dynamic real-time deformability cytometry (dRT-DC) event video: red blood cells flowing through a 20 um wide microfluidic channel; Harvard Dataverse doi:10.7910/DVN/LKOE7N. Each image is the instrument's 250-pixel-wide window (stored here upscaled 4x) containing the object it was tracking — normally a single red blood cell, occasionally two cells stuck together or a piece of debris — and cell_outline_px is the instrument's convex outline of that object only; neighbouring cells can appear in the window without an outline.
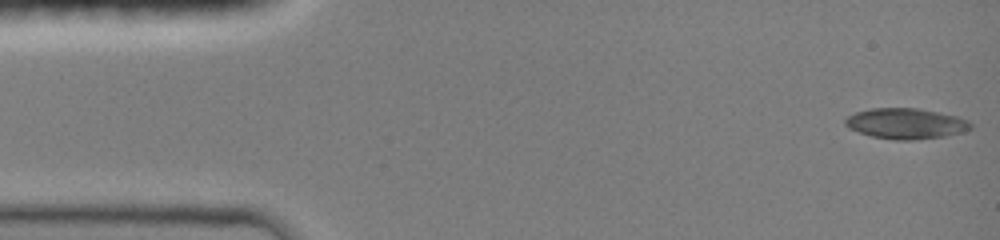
{"species": "common noctule bat (a hibernating species)", "species_latin": "Nyctalus noctula", "temperature_condition": "room temperature", "stored_images_in_passage": 44, "camera_frame_rate_fps": 3000, "um_per_image_px": 0.085, "animal": {"sex": "female", "body_mass_g": 19.0, "forearm_length_mm": 51.5}, "frame": {"image": 1, "passage_image": 1, "time_ms": 0.0, "image_size_px": [1000, 240], "cell_outline_px": [[972, 128], [948, 136], [912, 140], [896, 140], [872, 136], [848, 128], [844, 124], [844, 120], [848, 116], [856, 112], [872, 108], [920, 108], [956, 116], [968, 120], [972, 124]], "centroid_in_image_um": [77.0, 10.5], "position_along_channel_um": 8.0, "area_um2": 22.37}}
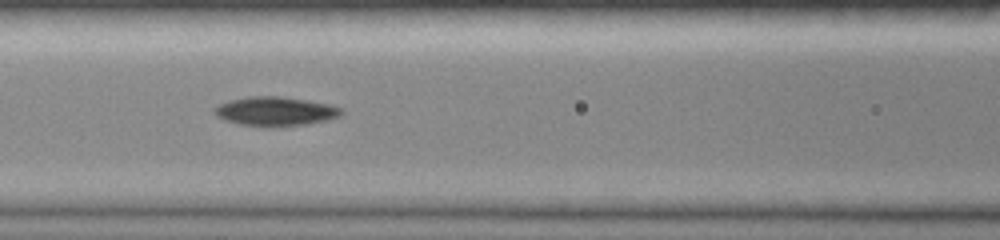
{"frame": {"image": 2, "passage_image": 25, "time_ms": 6.0, "image_size_px": [1000, 240], "cell_outline_px": [[344, 112], [340, 116], [328, 120], [304, 124], [240, 124], [224, 120], [216, 116], [216, 108], [220, 104], [232, 100], [248, 96], [280, 96], [328, 104], [340, 108]], "centroid_in_image_um": [23.43, 9.43], "position_along_channel_um": 143.2, "area_um2": 20.46}}
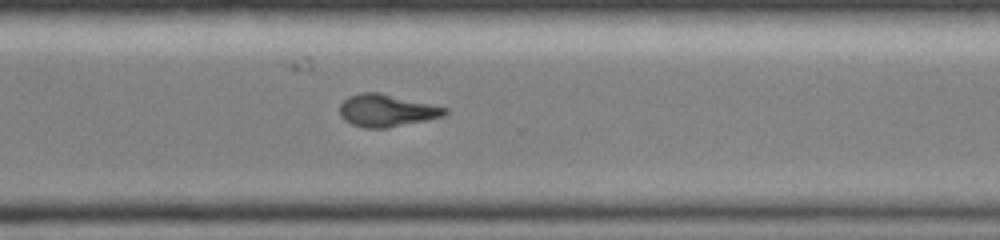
{"frame": {"image": 3, "passage_image": 44, "time_ms": 10.667, "image_size_px": [1000, 240], "cell_outline_px": [[448, 112], [444, 116], [388, 128], [364, 128], [352, 124], [344, 120], [340, 116], [340, 104], [348, 96], [360, 92], [380, 92], [448, 108]], "centroid_in_image_um": [32.84, 9.39], "position_along_channel_um": 337.8, "area_um2": 19.88}}